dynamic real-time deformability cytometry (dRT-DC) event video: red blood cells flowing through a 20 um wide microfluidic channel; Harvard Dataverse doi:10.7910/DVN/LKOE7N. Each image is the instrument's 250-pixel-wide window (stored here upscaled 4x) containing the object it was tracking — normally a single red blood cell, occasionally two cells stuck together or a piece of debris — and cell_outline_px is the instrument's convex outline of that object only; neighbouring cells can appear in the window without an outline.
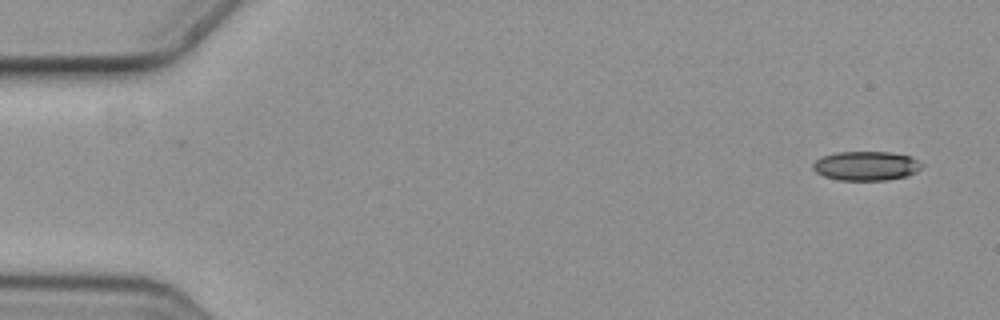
{"species": "common noctule bat (a hibernating species)", "species_latin": "Nyctalus noctula", "temperature_condition": "cold", "stored_images_in_passage": 5, "camera_frame_rate_fps": 3000, "um_per_image_px": 0.085, "animal": {"sex": "female", "body_mass_g": 19.3, "forearm_length_mm": 54.1}, "frame": {"image": 1, "passage_image": 1, "time_ms": 0.0, "image_size_px": [1000, 320], "cell_outline_px": [[924, 164], [916, 172], [904, 176], [888, 180], [840, 180], [824, 176], [816, 172], [812, 168], [812, 164], [820, 156], [836, 152], [888, 152], [912, 156]], "centroid_in_image_um": [73.61, 14.09], "position_along_channel_um": 11.4, "area_um2": 18.61}}
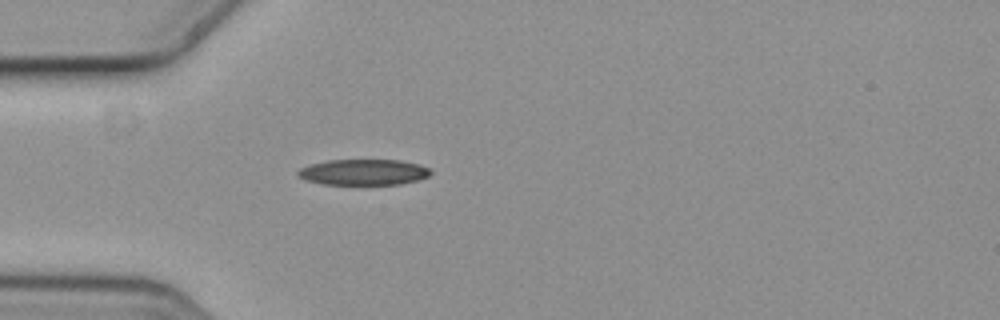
{"frame": {"image": 2, "passage_image": 5, "time_ms": 1.333, "image_size_px": [1000, 320], "cell_outline_px": [[432, 172], [428, 176], [416, 180], [400, 184], [324, 184], [304, 180], [296, 176], [296, 172], [300, 168], [312, 164], [328, 160], [400, 160], [420, 164], [428, 168]], "centroid_in_image_um": [30.87, 14.63], "position_along_channel_um": 54.1, "area_um2": 19.94}}